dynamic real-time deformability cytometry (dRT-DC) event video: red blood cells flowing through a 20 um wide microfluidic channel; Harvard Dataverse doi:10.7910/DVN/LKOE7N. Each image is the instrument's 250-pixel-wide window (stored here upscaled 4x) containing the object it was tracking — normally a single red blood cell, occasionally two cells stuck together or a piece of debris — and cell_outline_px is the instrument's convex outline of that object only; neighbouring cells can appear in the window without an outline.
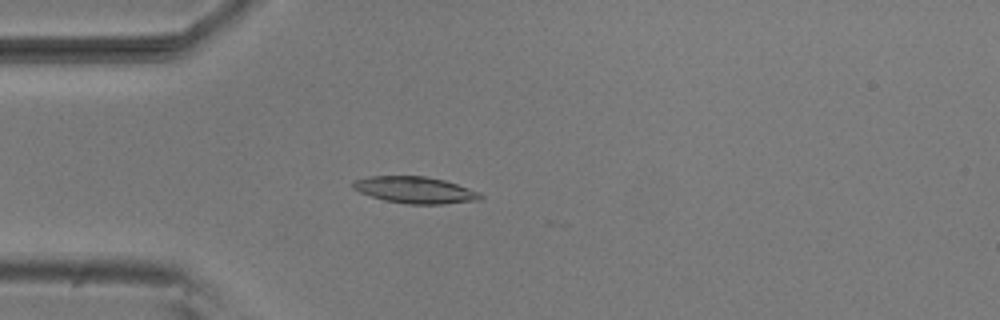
{"species": "common noctule bat (a hibernating species)", "species_latin": "Nyctalus noctula", "temperature_condition": "room temperature", "stored_images_in_passage": 4, "camera_frame_rate_fps": 3000, "um_per_image_px": 0.085, "animal": {"sex": "male", "body_mass_g": 20.5, "forearm_length_mm": 52.5}, "frame": {"image": 1, "passage_image": 4, "time_ms": 1.0, "image_size_px": [1000, 320], "cell_outline_px": [[484, 196], [480, 200], [444, 204], [408, 204], [384, 200], [360, 192], [352, 188], [352, 180], [368, 176], [424, 176], [444, 180], [480, 192]], "centroid_in_image_um": [35.27, 16.15], "position_along_channel_um": 49.7, "area_um2": 19.83}}